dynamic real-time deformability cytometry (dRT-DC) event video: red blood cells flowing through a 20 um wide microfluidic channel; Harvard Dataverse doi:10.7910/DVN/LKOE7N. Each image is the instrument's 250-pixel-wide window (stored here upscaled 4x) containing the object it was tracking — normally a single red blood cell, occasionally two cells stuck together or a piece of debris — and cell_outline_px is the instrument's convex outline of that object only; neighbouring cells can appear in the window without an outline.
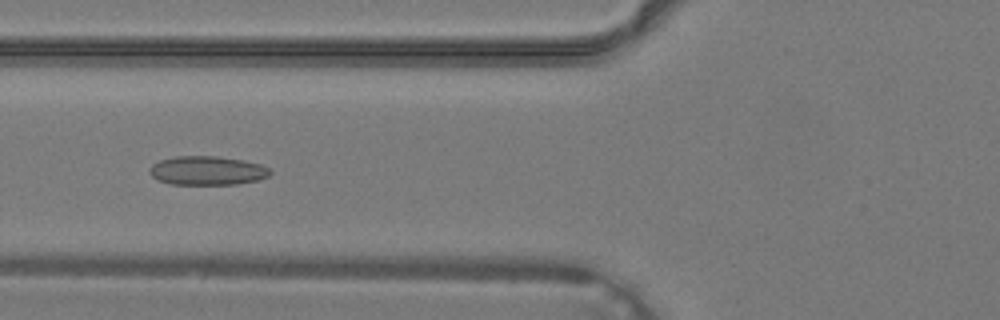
{"species": "common noctule bat (a hibernating species)", "species_latin": "Nyctalus noctula", "temperature_condition": "warm", "stored_images_in_passage": 39, "camera_frame_rate_fps": 3000, "um_per_image_px": 0.085, "animal": {"sex": "male", "body_mass_g": 19.2, "forearm_length_mm": 51.8}, "frame": {"image": 1, "passage_image": 15, "time_ms": 4.667, "image_size_px": [1000, 320], "cell_outline_px": [[272, 172], [268, 176], [256, 180], [236, 184], [172, 184], [160, 180], [152, 176], [148, 172], [148, 168], [152, 164], [160, 160], [176, 156], [216, 156], [244, 160], [260, 164], [268, 168]], "centroid_in_image_um": [17.59, 14.49], "position_along_channel_um": 108.2, "area_um2": 20.23}}
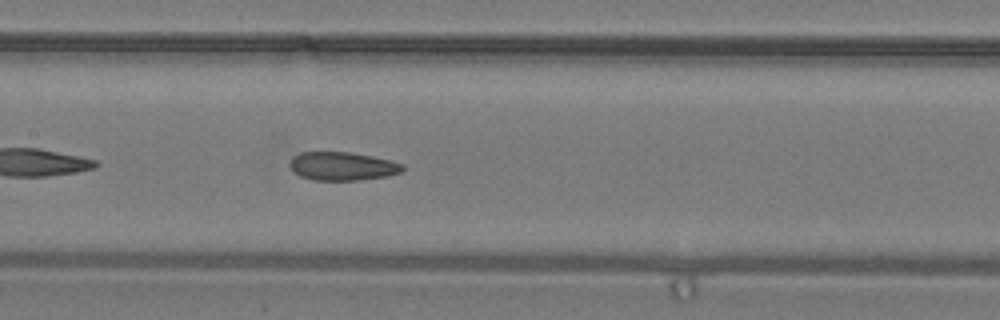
{"frame": {"image": 2, "passage_image": 19, "time_ms": 6.0, "image_size_px": [1000, 320], "cell_outline_px": [[404, 172], [388, 176], [356, 180], [312, 180], [300, 176], [288, 164], [292, 156], [300, 152], [348, 152], [372, 156], [392, 160], [404, 164]], "centroid_in_image_um": [29.13, 14.12], "position_along_channel_um": 178.3, "area_um2": 18.84}}
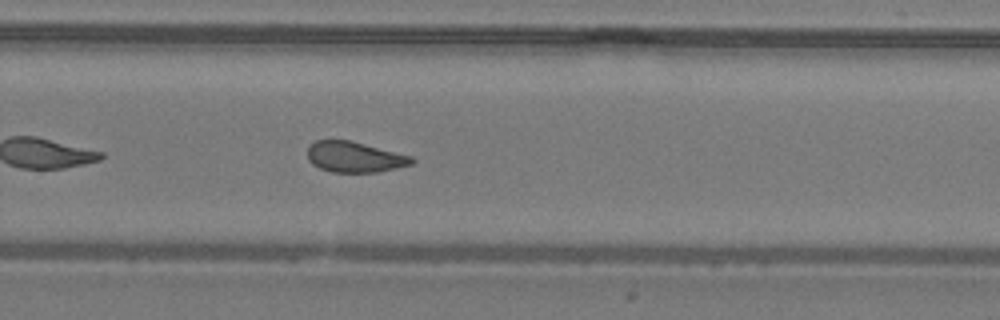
{"frame": {"image": 3, "passage_image": 26, "time_ms": 8.333, "image_size_px": [1000, 320], "cell_outline_px": [[416, 160], [412, 164], [396, 168], [376, 172], [332, 172], [320, 168], [312, 164], [308, 160], [308, 144], [316, 140], [348, 140], [412, 156]], "centroid_in_image_um": [30.12, 13.34], "position_along_channel_um": 299.7, "area_um2": 18.55}}